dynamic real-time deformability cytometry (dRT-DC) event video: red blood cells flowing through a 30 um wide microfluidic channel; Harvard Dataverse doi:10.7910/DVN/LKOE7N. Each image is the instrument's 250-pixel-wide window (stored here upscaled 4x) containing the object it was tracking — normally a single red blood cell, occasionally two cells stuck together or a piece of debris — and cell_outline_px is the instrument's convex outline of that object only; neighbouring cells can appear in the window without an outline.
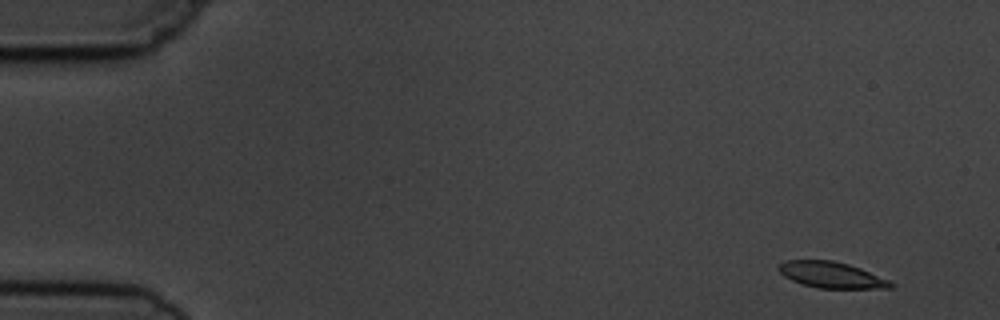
{"species": "common noctule bat (a hibernating species)", "species_latin": "Nyctalus noctula", "temperature_condition": "cold", "stored_images_in_passage": 9, "camera_frame_rate_fps": 3000, "um_per_image_px": 0.085, "animal": {"sex": "male", "body_mass_g": 19.5, "forearm_length_mm": 54.6}, "frame": {"image": 1, "passage_image": 1, "time_ms": 0.0, "image_size_px": [1000, 320], "cell_outline_px": [[896, 284], [892, 288], [816, 288], [792, 280], [784, 276], [776, 268], [780, 264], [788, 260], [832, 260], [848, 264], [860, 268], [888, 280]], "centroid_in_image_um": [70.67, 23.37], "position_along_channel_um": 14.3, "area_um2": 16.88}}
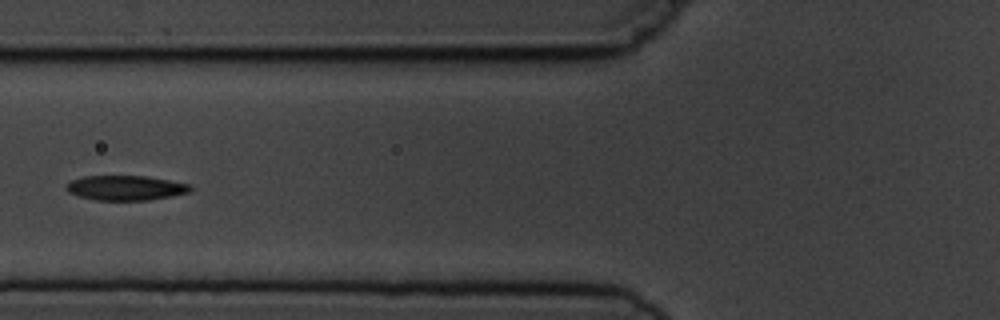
{"frame": {"image": 2, "passage_image": 6, "time_ms": 6.0, "image_size_px": [1000, 320], "cell_outline_px": [[192, 192], [172, 196], [148, 200], [96, 200], [80, 196], [68, 192], [64, 188], [72, 180], [84, 176], [148, 176], [192, 184]], "centroid_in_image_um": [10.74, 15.96], "position_along_channel_um": 115.1, "area_um2": 18.03}}
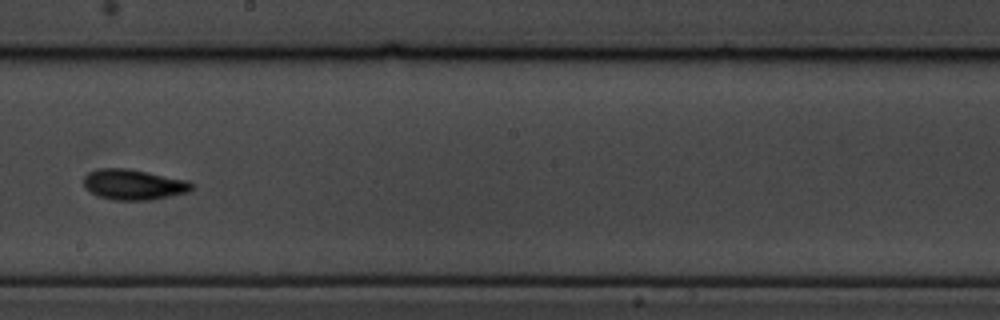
{"frame": {"image": 3, "passage_image": 9, "time_ms": 9.333, "image_size_px": [1000, 320], "cell_outline_px": [[192, 188], [188, 192], [152, 200], [112, 200], [96, 196], [84, 188], [84, 176], [88, 172], [100, 168], [128, 168], [188, 180], [192, 184]], "centroid_in_image_um": [11.32, 15.69], "position_along_channel_um": 236.9, "area_um2": 19.36}}